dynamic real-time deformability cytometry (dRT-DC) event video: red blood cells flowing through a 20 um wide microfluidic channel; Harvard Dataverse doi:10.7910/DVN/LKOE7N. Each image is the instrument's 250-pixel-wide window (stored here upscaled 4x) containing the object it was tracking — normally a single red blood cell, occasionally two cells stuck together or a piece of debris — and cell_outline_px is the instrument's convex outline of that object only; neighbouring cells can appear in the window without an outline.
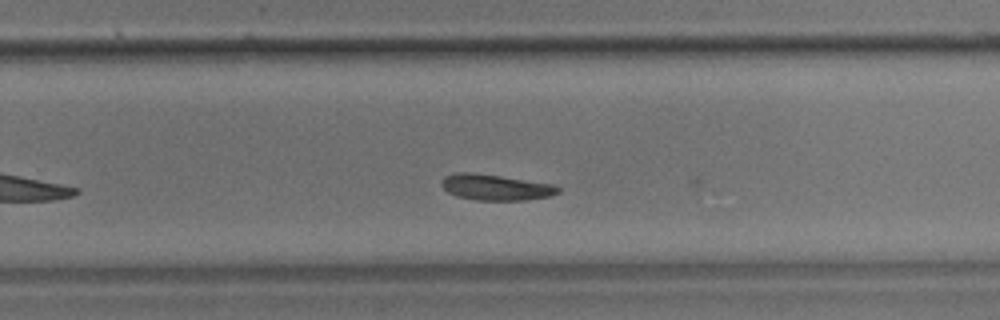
{"species": "common noctule bat (a hibernating species)", "species_latin": "Nyctalus noctula", "temperature_condition": "room temperature", "stored_images_in_passage": 22, "camera_frame_rate_fps": 3000, "um_per_image_px": 0.085, "animal": {"sex": "male", "body_mass_g": 17.9}, "frame": {"image": 1, "passage_image": 16, "time_ms": 5.0, "image_size_px": [1000, 320], "cell_outline_px": [[560, 192], [552, 196], [528, 200], [476, 200], [456, 196], [448, 192], [440, 184], [440, 180], [444, 176], [456, 172], [476, 172], [556, 184], [560, 188]], "centroid_in_image_um": [42.15, 15.91], "position_along_channel_um": 287.6, "area_um2": 18.03}}
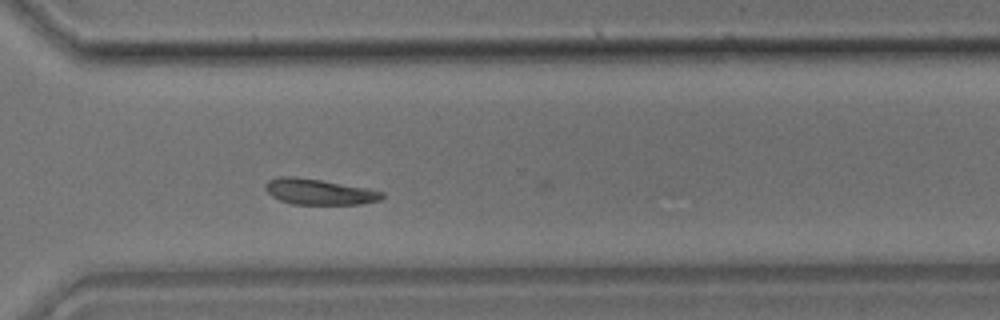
{"frame": {"image": 2, "passage_image": 19, "time_ms": 6.0, "image_size_px": [1000, 320], "cell_outline_px": [[384, 196], [380, 200], [360, 204], [292, 204], [280, 200], [272, 196], [264, 188], [264, 184], [268, 180], [276, 176], [292, 176], [320, 180], [368, 188], [384, 192]], "centroid_in_image_um": [27.1, 16.29], "position_along_channel_um": 343.5, "area_um2": 17.51}}